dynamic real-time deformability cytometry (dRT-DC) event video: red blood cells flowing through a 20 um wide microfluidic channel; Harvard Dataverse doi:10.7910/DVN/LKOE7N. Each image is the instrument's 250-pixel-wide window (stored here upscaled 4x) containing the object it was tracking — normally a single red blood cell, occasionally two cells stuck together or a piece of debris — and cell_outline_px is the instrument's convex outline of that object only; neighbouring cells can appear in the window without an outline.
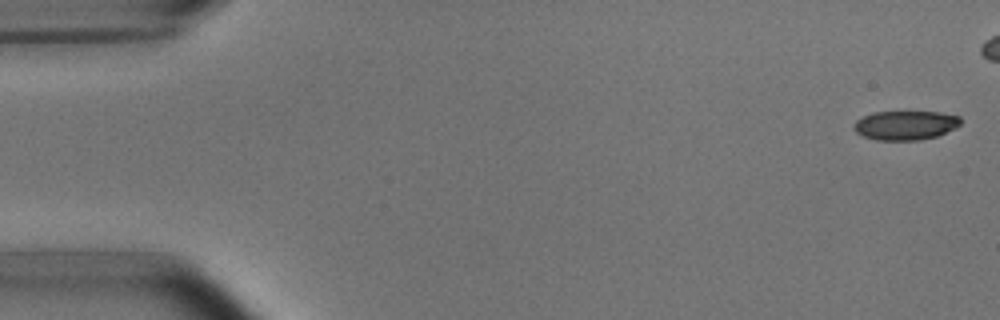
{"species": "common noctule bat (a hibernating species)", "species_latin": "Nyctalus noctula", "temperature_condition": "room temperature", "stored_images_in_passage": 5, "camera_frame_rate_fps": 3000, "um_per_image_px": 0.085, "animal": {"sex": "male", "body_mass_g": 15.6}, "frame": {"image": 1, "passage_image": 1, "time_ms": 0.0, "image_size_px": [1000, 320], "cell_outline_px": [[960, 124], [956, 128], [936, 136], [920, 140], [876, 140], [864, 136], [856, 132], [852, 128], [852, 124], [856, 120], [872, 112], [940, 112], [960, 116]], "centroid_in_image_um": [76.94, 10.64], "position_along_channel_um": 8.1, "area_um2": 18.21}}
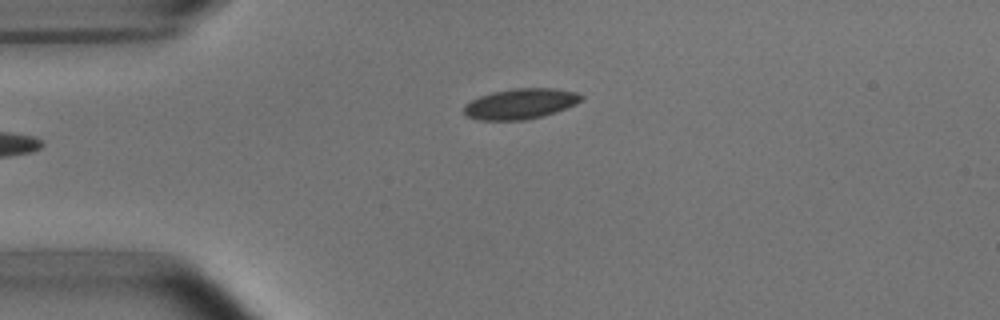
{"frame": {"image": 2, "passage_image": 5, "time_ms": 5.667, "image_size_px": [1000, 320], "cell_outline_px": [[584, 96], [576, 104], [544, 116], [524, 120], [476, 120], [468, 116], [464, 112], [464, 104], [480, 96], [492, 92], [516, 88], [552, 88], [576, 92]], "centroid_in_image_um": [44.23, 8.82], "position_along_channel_um": 40.8, "area_um2": 20.75}}